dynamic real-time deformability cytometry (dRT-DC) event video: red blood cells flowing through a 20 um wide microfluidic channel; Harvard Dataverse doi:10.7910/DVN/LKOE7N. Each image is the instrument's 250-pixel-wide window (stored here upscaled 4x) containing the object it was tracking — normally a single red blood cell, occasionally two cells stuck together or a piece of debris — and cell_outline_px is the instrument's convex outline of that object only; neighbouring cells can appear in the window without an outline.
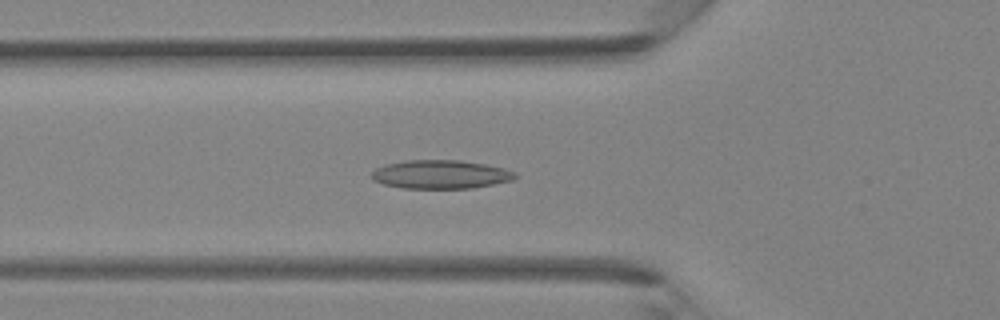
{"species": "Egyptian fruit bat (a non-hibernating species)", "species_latin": "Rousettus aegyptiacus", "temperature_condition": "room temperature", "stored_images_in_passage": 40, "camera_frame_rate_fps": 3000, "um_per_image_px": 0.085, "animal": {"sex": "female"}, "frame": {"image": 1, "passage_image": 14, "time_ms": 4.333, "image_size_px": [1000, 320], "cell_outline_px": [[520, 176], [512, 180], [472, 188], [400, 188], [384, 184], [372, 180], [372, 172], [376, 168], [384, 164], [404, 160], [460, 160], [484, 164], [504, 168], [516, 172]], "centroid_in_image_um": [37.45, 14.82], "position_along_channel_um": 88.4, "area_um2": 24.04}}
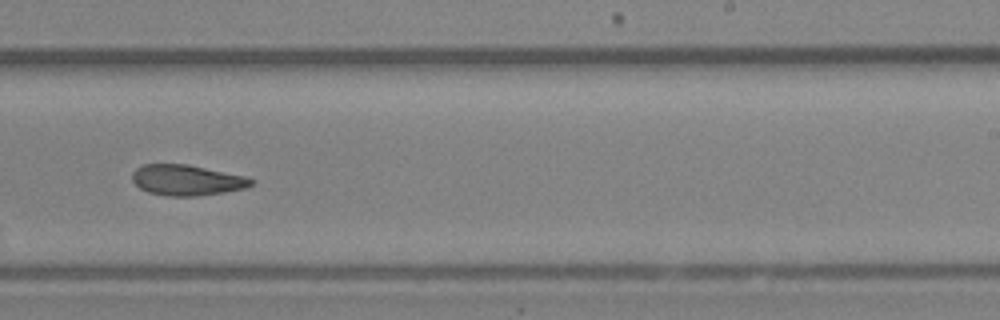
{"frame": {"image": 2, "passage_image": 25, "time_ms": 8.0, "image_size_px": [1000, 320], "cell_outline_px": [[256, 180], [248, 188], [224, 192], [196, 196], [168, 196], [148, 192], [140, 188], [132, 180], [132, 172], [136, 168], [144, 164], [188, 164], [244, 176]], "centroid_in_image_um": [15.88, 15.31], "position_along_channel_um": 273.1, "area_um2": 21.27}}
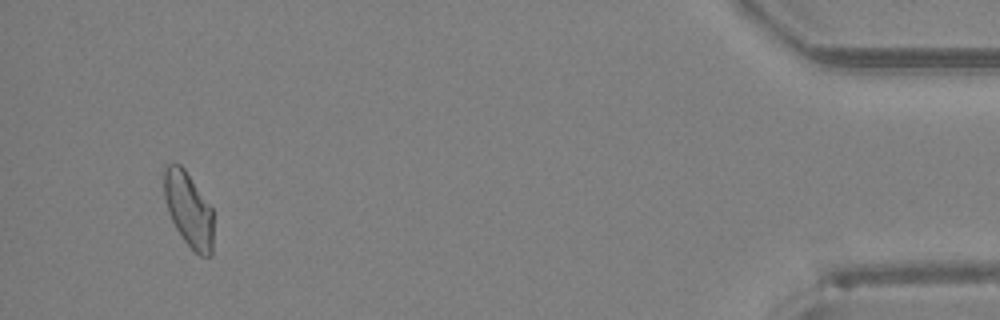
{"frame": {"image": 3, "passage_image": 38, "time_ms": 12.333, "image_size_px": [1000, 320], "cell_outline_px": [[212, 256], [200, 256], [184, 240], [176, 228], [168, 212], [164, 196], [164, 164], [180, 164], [184, 168], [212, 208]], "centroid_in_image_um": [16.02, 17.79], "position_along_channel_um": 419.2, "area_um2": 21.21}}